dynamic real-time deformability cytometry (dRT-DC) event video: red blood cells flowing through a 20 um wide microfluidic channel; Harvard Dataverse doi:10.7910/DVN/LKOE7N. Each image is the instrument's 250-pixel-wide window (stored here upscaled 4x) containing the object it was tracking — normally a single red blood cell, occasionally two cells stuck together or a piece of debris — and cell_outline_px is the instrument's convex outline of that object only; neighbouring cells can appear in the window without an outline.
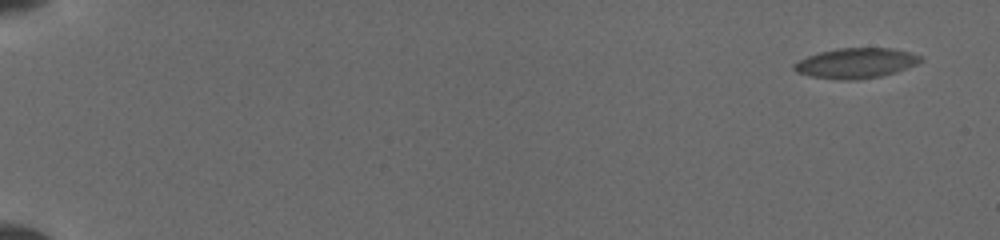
{"species": "common noctule bat (a hibernating species)", "species_latin": "Nyctalus noctula", "temperature_condition": "cold", "stored_images_in_passage": 27, "camera_frame_rate_fps": 3000, "um_per_image_px": 0.085, "animal": {"sex": "female", "body_mass_g": 19.5, "forearm_length_mm": 54.1}, "frame": {"image": 1, "passage_image": 1, "time_ms": 0.0, "image_size_px": [1000, 240], "cell_outline_px": [[920, 60], [916, 64], [880, 76], [812, 76], [796, 72], [792, 68], [792, 64], [808, 56], [820, 52], [840, 48], [888, 48], [908, 52], [920, 56]], "centroid_in_image_um": [72.72, 5.3], "position_along_channel_um": 12.3, "area_um2": 20.52}}
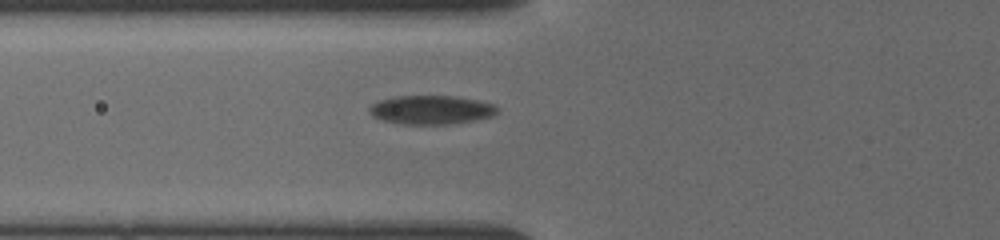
{"frame": {"image": 2, "passage_image": 23, "time_ms": 6.667, "image_size_px": [1000, 240], "cell_outline_px": [[496, 112], [492, 116], [472, 120], [448, 124], [408, 124], [384, 120], [376, 116], [368, 108], [372, 104], [380, 100], [396, 96], [448, 96], [476, 100], [492, 104], [496, 108]], "centroid_in_image_um": [36.64, 9.33], "position_along_channel_um": 89.2, "area_um2": 20.75}}
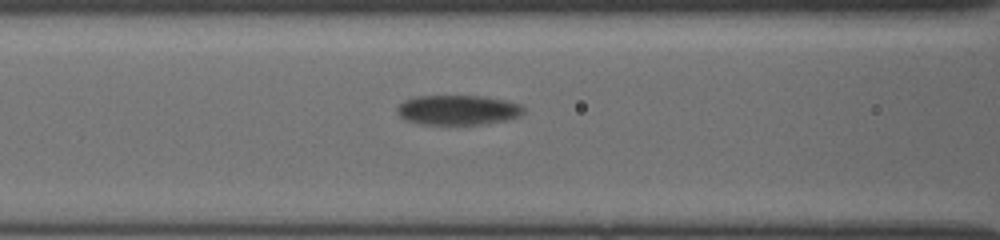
{"frame": {"image": 3, "passage_image": 27, "time_ms": 7.667, "image_size_px": [1000, 240], "cell_outline_px": [[524, 112], [516, 116], [504, 120], [480, 124], [420, 124], [404, 120], [396, 112], [396, 108], [404, 100], [416, 96], [484, 96], [504, 100], [520, 104], [524, 108]], "centroid_in_image_um": [38.86, 9.34], "position_along_channel_um": 127.7, "area_um2": 21.85}}